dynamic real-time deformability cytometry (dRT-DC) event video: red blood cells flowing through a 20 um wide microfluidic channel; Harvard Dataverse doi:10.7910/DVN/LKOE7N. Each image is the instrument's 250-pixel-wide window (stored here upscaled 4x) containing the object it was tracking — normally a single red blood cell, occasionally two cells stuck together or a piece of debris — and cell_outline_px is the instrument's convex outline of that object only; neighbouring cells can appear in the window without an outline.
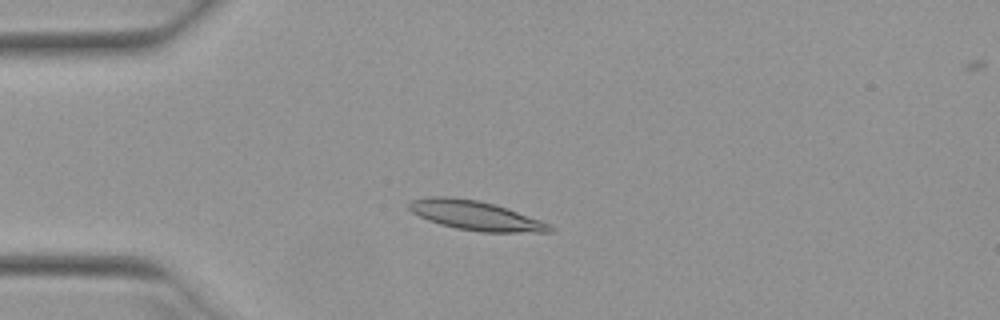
{"species": "Egyptian fruit bat (a non-hibernating species)", "species_latin": "Rousettus aegyptiacus", "temperature_condition": "warm", "stored_images_in_passage": 51, "camera_frame_rate_fps": 3000, "um_per_image_px": 0.085, "animal": {"sex": "female"}, "frame": {"image": 1, "passage_image": 13, "time_ms": 4.0, "image_size_px": [1000, 320], "cell_outline_px": [[556, 232], [480, 232], [456, 228], [440, 224], [428, 220], [412, 212], [408, 208], [408, 204], [412, 200], [428, 196], [448, 196], [476, 200], [492, 204], [552, 224], [556, 228]], "centroid_in_image_um": [40.43, 18.33], "position_along_channel_um": 44.6, "area_um2": 23.93}}
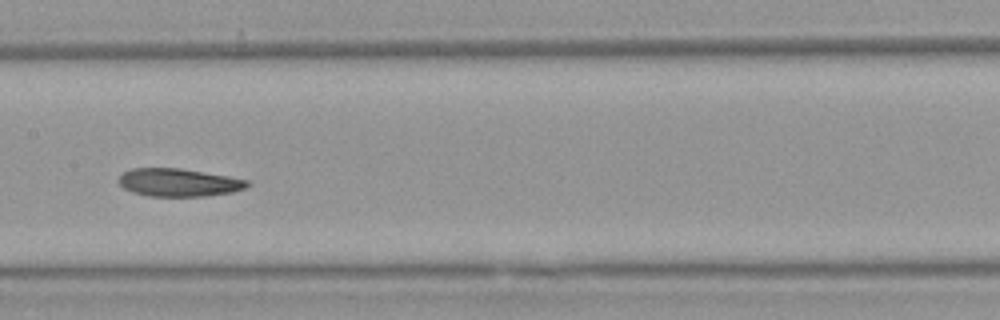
{"frame": {"image": 2, "passage_image": 26, "time_ms": 8.333, "image_size_px": [1000, 320], "cell_outline_px": [[252, 184], [244, 188], [232, 192], [204, 196], [148, 196], [132, 192], [124, 188], [116, 180], [124, 172], [132, 168], [180, 168], [228, 176], [248, 180]], "centroid_in_image_um": [15.18, 15.51], "position_along_channel_um": 192.2, "area_um2": 20.92}}
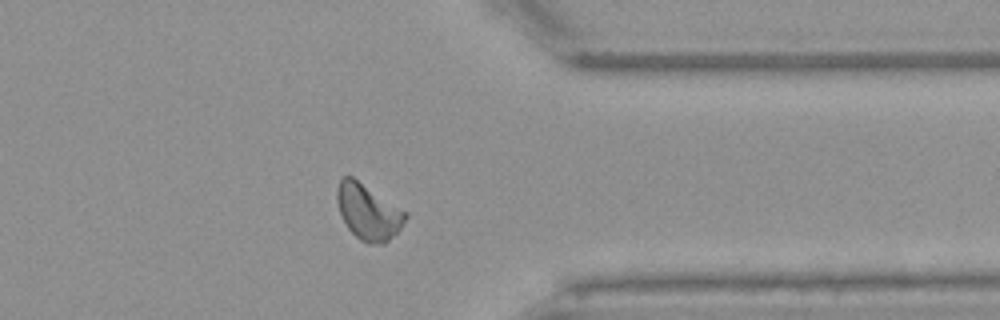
{"frame": {"image": 3, "passage_image": 41, "time_ms": 13.333, "image_size_px": [1000, 320], "cell_outline_px": [[408, 216], [400, 228], [384, 244], [368, 244], [360, 240], [348, 228], [340, 212], [336, 200], [336, 188], [340, 176], [352, 176], [408, 212]], "centroid_in_image_um": [31.29, 17.99], "position_along_channel_um": 380.1, "area_um2": 22.25}, "authors_computed_cell_mechanics": {"area_um2": 21.9062, "velocity_mm_per_s": 3.9292, "shape_relaxation_time_tau1_ms": 4.4807, "shape_relaxation_time_tau2_ms": 5.2139, "deformation_change_tau1": 0.1646, "deformation_change_tau2": 0.1007}}